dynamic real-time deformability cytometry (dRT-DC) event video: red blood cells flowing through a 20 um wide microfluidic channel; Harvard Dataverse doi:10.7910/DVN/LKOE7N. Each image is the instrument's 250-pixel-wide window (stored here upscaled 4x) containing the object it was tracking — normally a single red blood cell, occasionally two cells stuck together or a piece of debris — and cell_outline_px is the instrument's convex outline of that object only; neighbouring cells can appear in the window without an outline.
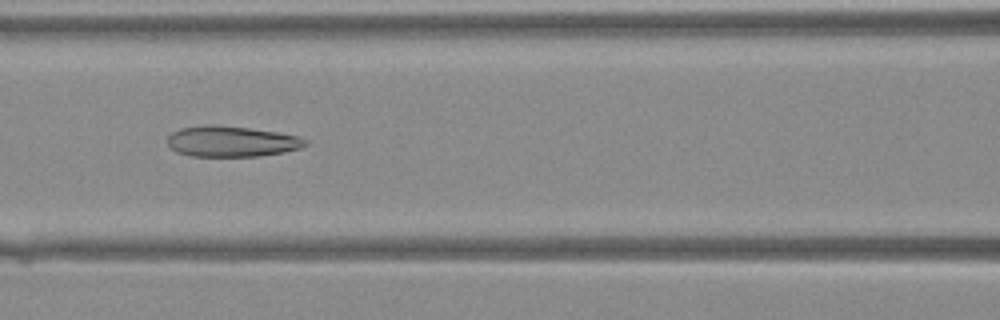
{"species": "Egyptian fruit bat (a non-hibernating species)", "species_latin": "Rousettus aegyptiacus", "temperature_condition": "warm", "stored_images_in_passage": 40, "camera_frame_rate_fps": 3000, "um_per_image_px": 0.085, "animal": {"sex": "female"}, "frame": {"image": 1, "passage_image": 19, "time_ms": 6.0, "image_size_px": [1000, 320], "cell_outline_px": [[308, 144], [300, 148], [284, 152], [260, 156], [192, 156], [176, 152], [168, 144], [168, 136], [172, 132], [180, 128], [204, 124], [212, 124], [248, 128], [276, 132], [300, 136], [308, 140]], "centroid_in_image_um": [19.69, 12.01], "position_along_channel_um": 146.9, "area_um2": 24.8}}
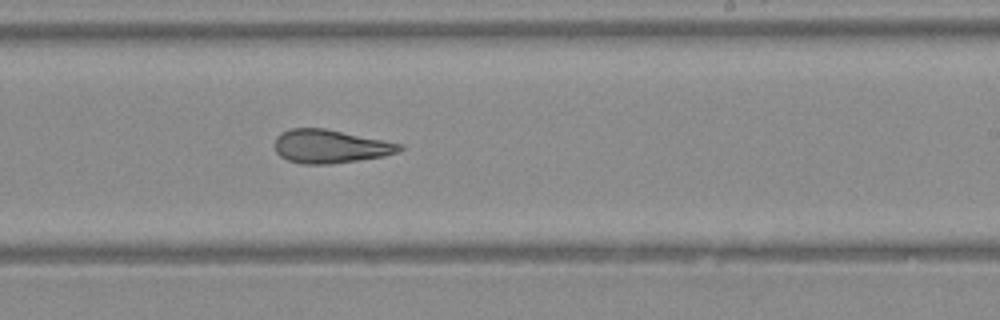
{"frame": {"image": 2, "passage_image": 26, "time_ms": 8.333, "image_size_px": [1000, 320], "cell_outline_px": [[404, 148], [396, 152], [384, 156], [328, 164], [304, 164], [288, 160], [280, 156], [276, 152], [272, 144], [276, 136], [280, 132], [292, 128], [324, 128], [404, 144]], "centroid_in_image_um": [28.02, 12.43], "position_along_channel_um": 261.0, "area_um2": 24.39}}
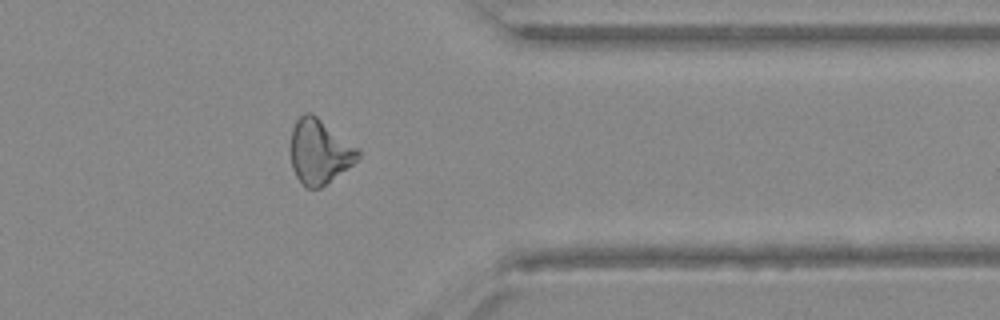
{"frame": {"image": 3, "passage_image": 34, "time_ms": 11.0, "image_size_px": [1000, 320], "cell_outline_px": [[360, 156], [352, 164], [320, 188], [308, 188], [296, 176], [292, 168], [288, 152], [288, 148], [292, 128], [296, 120], [304, 112], [312, 112], [356, 148], [360, 152]], "centroid_in_image_um": [27.07, 12.87], "position_along_channel_um": 384.3, "area_um2": 25.2}}